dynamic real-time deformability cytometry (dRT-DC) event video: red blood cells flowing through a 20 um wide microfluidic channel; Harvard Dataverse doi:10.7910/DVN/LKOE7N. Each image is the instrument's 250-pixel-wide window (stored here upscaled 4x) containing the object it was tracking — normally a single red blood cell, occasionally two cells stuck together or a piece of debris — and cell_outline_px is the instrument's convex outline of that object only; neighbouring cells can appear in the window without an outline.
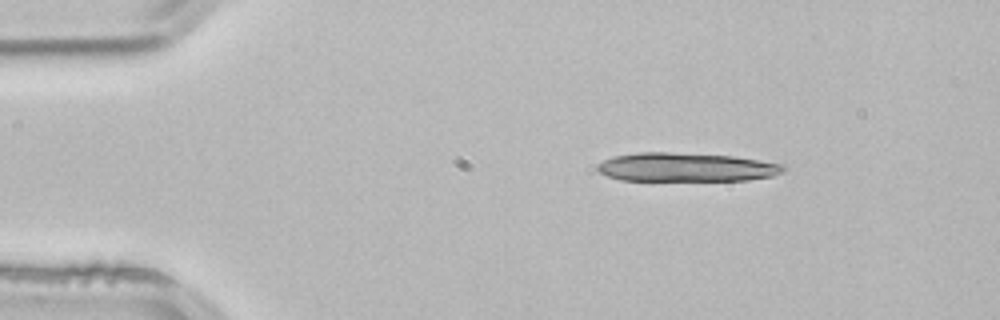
{"species": "common noctule bat (a hibernating species)", "species_latin": "Nyctalus noctula", "temperature_condition": "room temperature", "stored_images_in_passage": 3, "camera_frame_rate_fps": 3000, "um_per_image_px": 0.085, "animal": {"sex": "male", "body_mass_g": 21.5, "forearm_length_mm": 52.0}, "frame": {"image": 1, "passage_image": 1, "time_ms": 0.0, "image_size_px": [1000, 320], "cell_outline_px": [[788, 168], [772, 176], [748, 180], [620, 180], [608, 176], [600, 172], [596, 168], [596, 164], [612, 156], [636, 152], [668, 152], [732, 156], [784, 164]], "centroid_in_image_um": [58.29, 14.21], "position_along_channel_um": 26.7, "area_um2": 31.15}}